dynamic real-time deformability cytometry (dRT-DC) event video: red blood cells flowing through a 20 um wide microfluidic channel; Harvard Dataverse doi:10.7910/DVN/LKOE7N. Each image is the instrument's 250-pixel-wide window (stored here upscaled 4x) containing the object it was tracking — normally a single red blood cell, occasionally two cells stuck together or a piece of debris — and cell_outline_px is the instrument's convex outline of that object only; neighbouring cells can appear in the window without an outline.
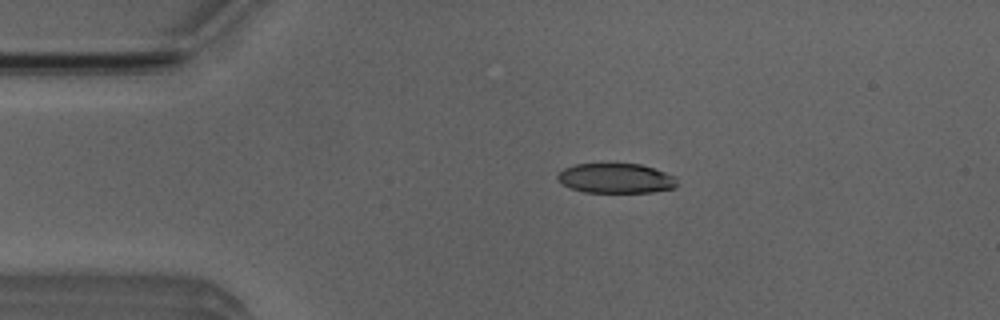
{"species": "Egyptian fruit bat (a non-hibernating species)", "species_latin": "Rousettus aegyptiacus", "temperature_condition": "room temperature", "stored_images_in_passage": 52, "camera_frame_rate_fps": 3000, "um_per_image_px": 0.085, "animal": {"sex": "male"}, "frame": {"image": 1, "passage_image": 10, "time_ms": 3.0, "image_size_px": [1000, 320], "cell_outline_px": [[680, 184], [676, 188], [652, 192], [584, 192], [572, 188], [556, 180], [556, 176], [564, 168], [576, 164], [640, 164], [676, 176]], "centroid_in_image_um": [52.39, 15.16], "position_along_channel_um": 32.6, "area_um2": 20.81}}
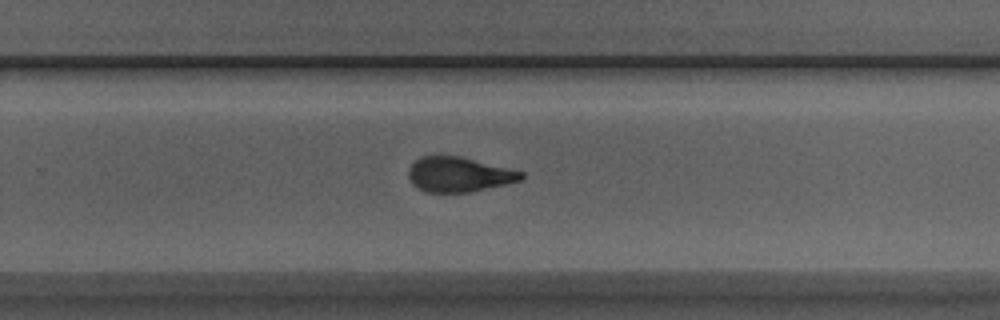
{"frame": {"image": 2, "passage_image": 33, "time_ms": 10.667, "image_size_px": [1000, 320], "cell_outline_px": [[524, 176], [520, 180], [508, 184], [472, 192], [428, 192], [412, 184], [408, 176], [408, 168], [420, 156], [460, 156], [524, 172]], "centroid_in_image_um": [39.01, 14.83], "position_along_channel_um": 290.8, "area_um2": 22.83}}
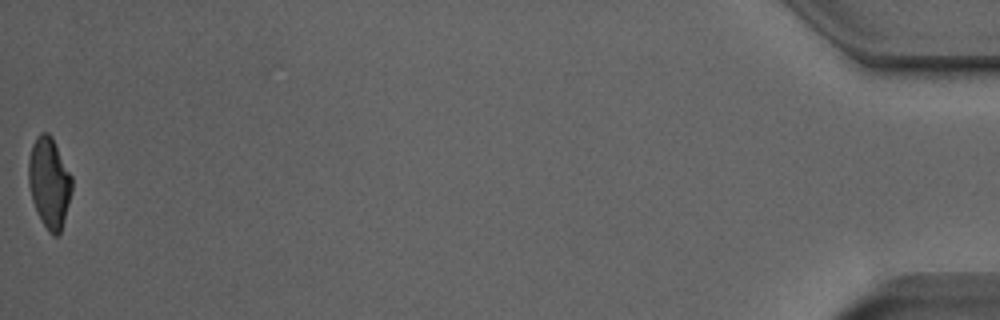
{"frame": {"image": 3, "passage_image": 52, "time_ms": 17.0, "image_size_px": [1000, 320], "cell_outline_px": [[72, 192], [64, 220], [60, 232], [56, 236], [52, 236], [48, 232], [40, 220], [32, 200], [28, 184], [28, 160], [32, 144], [36, 136], [40, 132], [48, 132], [52, 136], [72, 176]], "centroid_in_image_um": [4.18, 15.52], "position_along_channel_um": 431.0, "area_um2": 23.18}, "authors_computed_cell_mechanics": {"area_um2": 23.3801, "velocity_mm_per_s": 3.8959, "shape_relaxation_time_tau1_ms": 6.1365, "shape_relaxation_time_tau2_ms": 1.1697, "deformation_change_tau1": 0.177, "deformation_change_tau2": 0.0828}}